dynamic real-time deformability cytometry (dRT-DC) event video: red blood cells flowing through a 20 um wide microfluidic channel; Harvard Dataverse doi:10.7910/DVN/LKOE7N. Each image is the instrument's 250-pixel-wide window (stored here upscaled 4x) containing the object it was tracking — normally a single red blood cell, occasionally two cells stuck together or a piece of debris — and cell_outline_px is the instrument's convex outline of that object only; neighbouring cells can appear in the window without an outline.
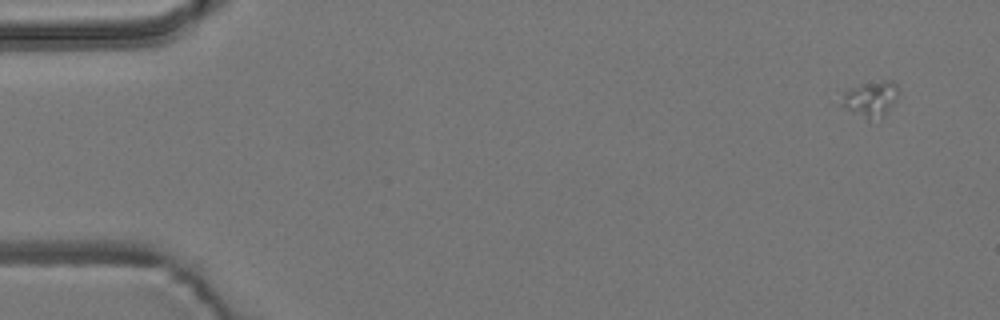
{"species": "common noctule bat (a hibernating species)", "species_latin": "Nyctalus noctula", "temperature_condition": "room temperature", "stored_images_in_passage": 4, "camera_frame_rate_fps": 3000, "um_per_image_px": 0.085, "animal": {"sex": "male", "body_mass_g": 19.2, "forearm_length_mm": 51.8}, "frame": {"image": 1, "passage_image": 1, "time_ms": 0.0, "image_size_px": [1000, 320], "cell_outline_px": [[896, 100], [884, 116], [868, 116], [844, 108], [840, 104], [844, 92], [852, 88], [864, 84], [884, 80], [892, 80], [896, 84]], "centroid_in_image_um": [74.02, 8.35], "position_along_channel_um": 11.0, "area_um2": 10.92}}